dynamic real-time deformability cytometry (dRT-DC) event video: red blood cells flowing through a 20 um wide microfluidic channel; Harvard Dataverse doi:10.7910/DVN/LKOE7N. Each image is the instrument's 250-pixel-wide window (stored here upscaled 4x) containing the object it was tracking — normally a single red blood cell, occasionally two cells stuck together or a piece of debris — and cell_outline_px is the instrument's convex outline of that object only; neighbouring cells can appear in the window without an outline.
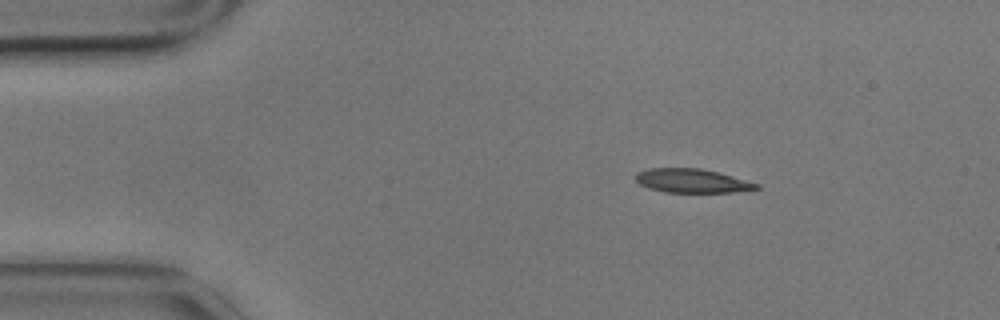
{"species": "common noctule bat (a hibernating species)", "species_latin": "Nyctalus noctula", "temperature_condition": "cold", "stored_images_in_passage": 5, "camera_frame_rate_fps": 3000, "um_per_image_px": 0.085, "animal": {"sex": "male", "body_mass_g": 17.9}, "frame": {"image": 1, "passage_image": 2, "time_ms": 0.333, "image_size_px": [1000, 320], "cell_outline_px": [[760, 188], [732, 192], [664, 192], [648, 188], [640, 184], [636, 180], [636, 172], [648, 168], [700, 168], [716, 172], [760, 184]], "centroid_in_image_um": [58.77, 15.37], "position_along_channel_um": 26.2, "area_um2": 16.65}}